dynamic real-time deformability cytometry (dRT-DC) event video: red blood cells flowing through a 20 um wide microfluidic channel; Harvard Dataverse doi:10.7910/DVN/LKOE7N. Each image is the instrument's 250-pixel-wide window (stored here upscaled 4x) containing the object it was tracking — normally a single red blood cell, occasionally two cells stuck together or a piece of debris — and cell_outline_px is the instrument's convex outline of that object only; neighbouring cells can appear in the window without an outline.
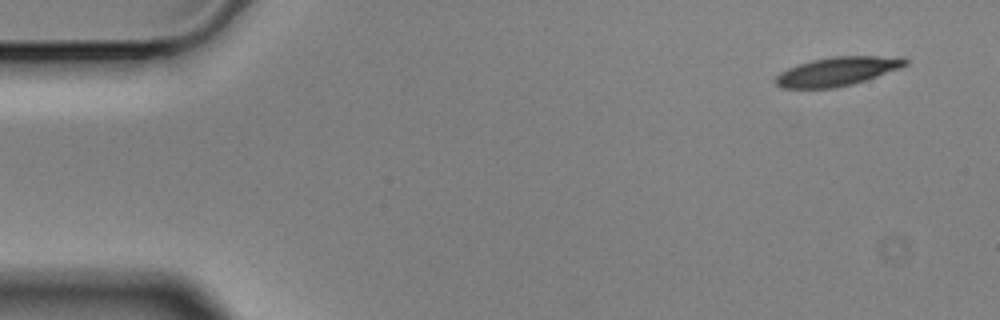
{"species": "Egyptian fruit bat (a non-hibernating species)", "species_latin": "Rousettus aegyptiacus", "temperature_condition": "cold", "stored_images_in_passage": 54, "camera_frame_rate_fps": 3000, "um_per_image_px": 0.085, "animal": {"sex": "male"}, "frame": {"image": 1, "passage_image": 1, "time_ms": 0.0, "image_size_px": [1000, 320], "cell_outline_px": [[908, 64], [900, 68], [852, 84], [836, 88], [784, 88], [776, 84], [772, 80], [780, 72], [788, 68], [812, 60], [832, 56], [904, 56], [908, 60]], "centroid_in_image_um": [71.18, 6.06], "position_along_channel_um": 13.8, "area_um2": 21.79}}
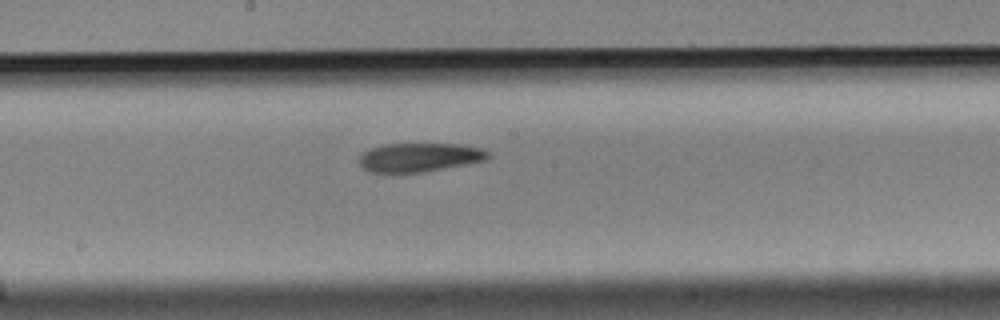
{"frame": {"image": 2, "passage_image": 27, "time_ms": 8.667, "image_size_px": [1000, 320], "cell_outline_px": [[492, 156], [484, 160], [468, 164], [424, 172], [368, 172], [360, 164], [360, 156], [364, 152], [372, 148], [384, 144], [460, 144], [480, 148], [488, 152]], "centroid_in_image_um": [35.68, 13.37], "position_along_channel_um": 212.5, "area_um2": 21.5}}
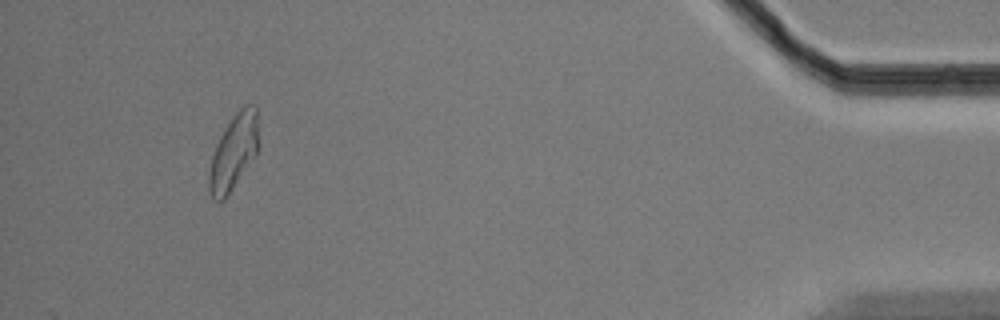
{"frame": {"image": 3, "passage_image": 50, "time_ms": 16.333, "image_size_px": [1000, 320], "cell_outline_px": [[256, 156], [224, 200], [212, 200], [208, 188], [208, 176], [212, 156], [216, 144], [224, 128], [232, 116], [244, 104], [256, 104]], "centroid_in_image_um": [19.82, 12.95], "position_along_channel_um": 415.4, "area_um2": 21.5}, "authors_computed_cell_mechanics": {"area_um2": 22.2241, "velocity_mm_per_s": 3.5341, "shape_relaxation_time_tau1_ms": 6.2218, "shape_relaxation_time_tau2_ms": 9.3272, "deformation_change_tau1": 0.1706, "deformation_change_tau2": 0.199}}